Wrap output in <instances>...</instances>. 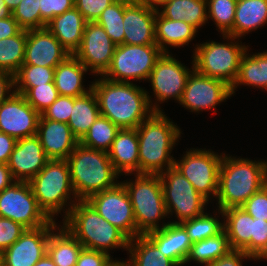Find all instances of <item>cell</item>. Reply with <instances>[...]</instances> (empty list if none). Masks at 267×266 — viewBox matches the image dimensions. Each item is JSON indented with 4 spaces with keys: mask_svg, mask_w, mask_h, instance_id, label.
<instances>
[{
    "mask_svg": "<svg viewBox=\"0 0 267 266\" xmlns=\"http://www.w3.org/2000/svg\"><path fill=\"white\" fill-rule=\"evenodd\" d=\"M0 217L11 219L27 229L47 225L51 220L38 206L28 182L15 181L0 192Z\"/></svg>",
    "mask_w": 267,
    "mask_h": 266,
    "instance_id": "cell-12",
    "label": "cell"
},
{
    "mask_svg": "<svg viewBox=\"0 0 267 266\" xmlns=\"http://www.w3.org/2000/svg\"><path fill=\"white\" fill-rule=\"evenodd\" d=\"M125 8V4L114 2L102 12L96 21L104 28L116 46L124 44L123 15Z\"/></svg>",
    "mask_w": 267,
    "mask_h": 266,
    "instance_id": "cell-40",
    "label": "cell"
},
{
    "mask_svg": "<svg viewBox=\"0 0 267 266\" xmlns=\"http://www.w3.org/2000/svg\"><path fill=\"white\" fill-rule=\"evenodd\" d=\"M135 181L121 182L133 207L137 231L144 235L157 230L159 220L165 219L167 210L159 174H135ZM164 217V218H163Z\"/></svg>",
    "mask_w": 267,
    "mask_h": 266,
    "instance_id": "cell-7",
    "label": "cell"
},
{
    "mask_svg": "<svg viewBox=\"0 0 267 266\" xmlns=\"http://www.w3.org/2000/svg\"><path fill=\"white\" fill-rule=\"evenodd\" d=\"M100 77L91 84L100 115L108 118L119 129L137 128L154 112H162L161 107L157 103L153 105L149 93L140 86Z\"/></svg>",
    "mask_w": 267,
    "mask_h": 266,
    "instance_id": "cell-1",
    "label": "cell"
},
{
    "mask_svg": "<svg viewBox=\"0 0 267 266\" xmlns=\"http://www.w3.org/2000/svg\"><path fill=\"white\" fill-rule=\"evenodd\" d=\"M16 139L0 132V163L7 164L16 144Z\"/></svg>",
    "mask_w": 267,
    "mask_h": 266,
    "instance_id": "cell-53",
    "label": "cell"
},
{
    "mask_svg": "<svg viewBox=\"0 0 267 266\" xmlns=\"http://www.w3.org/2000/svg\"><path fill=\"white\" fill-rule=\"evenodd\" d=\"M127 251L131 254L127 260L131 266H177L171 259L164 256L145 235L130 239Z\"/></svg>",
    "mask_w": 267,
    "mask_h": 266,
    "instance_id": "cell-34",
    "label": "cell"
},
{
    "mask_svg": "<svg viewBox=\"0 0 267 266\" xmlns=\"http://www.w3.org/2000/svg\"><path fill=\"white\" fill-rule=\"evenodd\" d=\"M37 135L18 139L7 163L15 181L29 182L48 162Z\"/></svg>",
    "mask_w": 267,
    "mask_h": 266,
    "instance_id": "cell-19",
    "label": "cell"
},
{
    "mask_svg": "<svg viewBox=\"0 0 267 266\" xmlns=\"http://www.w3.org/2000/svg\"><path fill=\"white\" fill-rule=\"evenodd\" d=\"M73 105L74 97L59 95L58 98L41 113V115L45 119L68 124Z\"/></svg>",
    "mask_w": 267,
    "mask_h": 266,
    "instance_id": "cell-45",
    "label": "cell"
},
{
    "mask_svg": "<svg viewBox=\"0 0 267 266\" xmlns=\"http://www.w3.org/2000/svg\"><path fill=\"white\" fill-rule=\"evenodd\" d=\"M119 130L108 118L100 115L79 143L95 150L108 152Z\"/></svg>",
    "mask_w": 267,
    "mask_h": 266,
    "instance_id": "cell-37",
    "label": "cell"
},
{
    "mask_svg": "<svg viewBox=\"0 0 267 266\" xmlns=\"http://www.w3.org/2000/svg\"><path fill=\"white\" fill-rule=\"evenodd\" d=\"M71 182L78 200H87L96 193L113 188L120 175L108 153L78 143L67 158ZM116 179V181H115Z\"/></svg>",
    "mask_w": 267,
    "mask_h": 266,
    "instance_id": "cell-5",
    "label": "cell"
},
{
    "mask_svg": "<svg viewBox=\"0 0 267 266\" xmlns=\"http://www.w3.org/2000/svg\"><path fill=\"white\" fill-rule=\"evenodd\" d=\"M241 207L251 217L267 221V184L254 193Z\"/></svg>",
    "mask_w": 267,
    "mask_h": 266,
    "instance_id": "cell-49",
    "label": "cell"
},
{
    "mask_svg": "<svg viewBox=\"0 0 267 266\" xmlns=\"http://www.w3.org/2000/svg\"><path fill=\"white\" fill-rule=\"evenodd\" d=\"M26 229L18 222L0 217V254L17 241Z\"/></svg>",
    "mask_w": 267,
    "mask_h": 266,
    "instance_id": "cell-46",
    "label": "cell"
},
{
    "mask_svg": "<svg viewBox=\"0 0 267 266\" xmlns=\"http://www.w3.org/2000/svg\"><path fill=\"white\" fill-rule=\"evenodd\" d=\"M267 23V0H237L233 30L235 38L257 30Z\"/></svg>",
    "mask_w": 267,
    "mask_h": 266,
    "instance_id": "cell-29",
    "label": "cell"
},
{
    "mask_svg": "<svg viewBox=\"0 0 267 266\" xmlns=\"http://www.w3.org/2000/svg\"><path fill=\"white\" fill-rule=\"evenodd\" d=\"M110 266H131L127 261L114 260Z\"/></svg>",
    "mask_w": 267,
    "mask_h": 266,
    "instance_id": "cell-61",
    "label": "cell"
},
{
    "mask_svg": "<svg viewBox=\"0 0 267 266\" xmlns=\"http://www.w3.org/2000/svg\"><path fill=\"white\" fill-rule=\"evenodd\" d=\"M157 10L146 1L136 5H126L123 15L124 44H156L155 17Z\"/></svg>",
    "mask_w": 267,
    "mask_h": 266,
    "instance_id": "cell-21",
    "label": "cell"
},
{
    "mask_svg": "<svg viewBox=\"0 0 267 266\" xmlns=\"http://www.w3.org/2000/svg\"><path fill=\"white\" fill-rule=\"evenodd\" d=\"M69 55L46 27L27 31L22 65L56 67Z\"/></svg>",
    "mask_w": 267,
    "mask_h": 266,
    "instance_id": "cell-20",
    "label": "cell"
},
{
    "mask_svg": "<svg viewBox=\"0 0 267 266\" xmlns=\"http://www.w3.org/2000/svg\"><path fill=\"white\" fill-rule=\"evenodd\" d=\"M27 30H21L17 35L0 40V70L13 75L24 61Z\"/></svg>",
    "mask_w": 267,
    "mask_h": 266,
    "instance_id": "cell-36",
    "label": "cell"
},
{
    "mask_svg": "<svg viewBox=\"0 0 267 266\" xmlns=\"http://www.w3.org/2000/svg\"><path fill=\"white\" fill-rule=\"evenodd\" d=\"M267 184V162L223 154L219 168L218 209L241 207Z\"/></svg>",
    "mask_w": 267,
    "mask_h": 266,
    "instance_id": "cell-2",
    "label": "cell"
},
{
    "mask_svg": "<svg viewBox=\"0 0 267 266\" xmlns=\"http://www.w3.org/2000/svg\"><path fill=\"white\" fill-rule=\"evenodd\" d=\"M40 0H21L12 16L22 30L41 28Z\"/></svg>",
    "mask_w": 267,
    "mask_h": 266,
    "instance_id": "cell-42",
    "label": "cell"
},
{
    "mask_svg": "<svg viewBox=\"0 0 267 266\" xmlns=\"http://www.w3.org/2000/svg\"><path fill=\"white\" fill-rule=\"evenodd\" d=\"M116 45L97 22H87L80 47L74 56L95 75L109 68Z\"/></svg>",
    "mask_w": 267,
    "mask_h": 266,
    "instance_id": "cell-17",
    "label": "cell"
},
{
    "mask_svg": "<svg viewBox=\"0 0 267 266\" xmlns=\"http://www.w3.org/2000/svg\"><path fill=\"white\" fill-rule=\"evenodd\" d=\"M40 116L23 95L14 92L0 104V132L16 140L36 135Z\"/></svg>",
    "mask_w": 267,
    "mask_h": 266,
    "instance_id": "cell-18",
    "label": "cell"
},
{
    "mask_svg": "<svg viewBox=\"0 0 267 266\" xmlns=\"http://www.w3.org/2000/svg\"><path fill=\"white\" fill-rule=\"evenodd\" d=\"M171 0H146V2L155 10L160 9L158 6H162L166 2H169Z\"/></svg>",
    "mask_w": 267,
    "mask_h": 266,
    "instance_id": "cell-58",
    "label": "cell"
},
{
    "mask_svg": "<svg viewBox=\"0 0 267 266\" xmlns=\"http://www.w3.org/2000/svg\"><path fill=\"white\" fill-rule=\"evenodd\" d=\"M186 230L192 243H196L209 237L218 235L224 230V223L212 215L203 213L180 223Z\"/></svg>",
    "mask_w": 267,
    "mask_h": 266,
    "instance_id": "cell-39",
    "label": "cell"
},
{
    "mask_svg": "<svg viewBox=\"0 0 267 266\" xmlns=\"http://www.w3.org/2000/svg\"><path fill=\"white\" fill-rule=\"evenodd\" d=\"M15 182L7 164L0 163V192Z\"/></svg>",
    "mask_w": 267,
    "mask_h": 266,
    "instance_id": "cell-55",
    "label": "cell"
},
{
    "mask_svg": "<svg viewBox=\"0 0 267 266\" xmlns=\"http://www.w3.org/2000/svg\"><path fill=\"white\" fill-rule=\"evenodd\" d=\"M253 259L243 250L231 249L227 254L205 266H242V260Z\"/></svg>",
    "mask_w": 267,
    "mask_h": 266,
    "instance_id": "cell-51",
    "label": "cell"
},
{
    "mask_svg": "<svg viewBox=\"0 0 267 266\" xmlns=\"http://www.w3.org/2000/svg\"><path fill=\"white\" fill-rule=\"evenodd\" d=\"M191 70L169 53H163L147 80L151 82L157 103L170 98L180 102Z\"/></svg>",
    "mask_w": 267,
    "mask_h": 266,
    "instance_id": "cell-16",
    "label": "cell"
},
{
    "mask_svg": "<svg viewBox=\"0 0 267 266\" xmlns=\"http://www.w3.org/2000/svg\"><path fill=\"white\" fill-rule=\"evenodd\" d=\"M113 261L109 254L83 248L79 253L76 266H110Z\"/></svg>",
    "mask_w": 267,
    "mask_h": 266,
    "instance_id": "cell-50",
    "label": "cell"
},
{
    "mask_svg": "<svg viewBox=\"0 0 267 266\" xmlns=\"http://www.w3.org/2000/svg\"><path fill=\"white\" fill-rule=\"evenodd\" d=\"M49 160H67L79 141L67 123L40 116L36 134Z\"/></svg>",
    "mask_w": 267,
    "mask_h": 266,
    "instance_id": "cell-22",
    "label": "cell"
},
{
    "mask_svg": "<svg viewBox=\"0 0 267 266\" xmlns=\"http://www.w3.org/2000/svg\"><path fill=\"white\" fill-rule=\"evenodd\" d=\"M220 211V212H219ZM224 219V230L232 249L243 250L251 256L252 221L251 217L242 207H231L219 210Z\"/></svg>",
    "mask_w": 267,
    "mask_h": 266,
    "instance_id": "cell-26",
    "label": "cell"
},
{
    "mask_svg": "<svg viewBox=\"0 0 267 266\" xmlns=\"http://www.w3.org/2000/svg\"><path fill=\"white\" fill-rule=\"evenodd\" d=\"M229 239L225 230L218 235L193 243L185 263L195 261L207 265L231 250Z\"/></svg>",
    "mask_w": 267,
    "mask_h": 266,
    "instance_id": "cell-35",
    "label": "cell"
},
{
    "mask_svg": "<svg viewBox=\"0 0 267 266\" xmlns=\"http://www.w3.org/2000/svg\"><path fill=\"white\" fill-rule=\"evenodd\" d=\"M223 154L206 149H190L174 167L187 178L195 190L208 202L210 195L217 197L219 168Z\"/></svg>",
    "mask_w": 267,
    "mask_h": 266,
    "instance_id": "cell-11",
    "label": "cell"
},
{
    "mask_svg": "<svg viewBox=\"0 0 267 266\" xmlns=\"http://www.w3.org/2000/svg\"><path fill=\"white\" fill-rule=\"evenodd\" d=\"M99 116L98 100L92 89L83 96L74 97V105L68 125L72 134L79 142Z\"/></svg>",
    "mask_w": 267,
    "mask_h": 266,
    "instance_id": "cell-30",
    "label": "cell"
},
{
    "mask_svg": "<svg viewBox=\"0 0 267 266\" xmlns=\"http://www.w3.org/2000/svg\"><path fill=\"white\" fill-rule=\"evenodd\" d=\"M6 6L11 9L12 11L18 6L21 0H4Z\"/></svg>",
    "mask_w": 267,
    "mask_h": 266,
    "instance_id": "cell-60",
    "label": "cell"
},
{
    "mask_svg": "<svg viewBox=\"0 0 267 266\" xmlns=\"http://www.w3.org/2000/svg\"><path fill=\"white\" fill-rule=\"evenodd\" d=\"M116 3H122L125 5H136L145 2L146 0H113Z\"/></svg>",
    "mask_w": 267,
    "mask_h": 266,
    "instance_id": "cell-59",
    "label": "cell"
},
{
    "mask_svg": "<svg viewBox=\"0 0 267 266\" xmlns=\"http://www.w3.org/2000/svg\"><path fill=\"white\" fill-rule=\"evenodd\" d=\"M57 224L51 220L47 225L25 232L0 254V266H34L46 253L50 233Z\"/></svg>",
    "mask_w": 267,
    "mask_h": 266,
    "instance_id": "cell-15",
    "label": "cell"
},
{
    "mask_svg": "<svg viewBox=\"0 0 267 266\" xmlns=\"http://www.w3.org/2000/svg\"><path fill=\"white\" fill-rule=\"evenodd\" d=\"M136 130L139 142V174H161L174 166L175 159L170 154L182 132L163 111L154 112Z\"/></svg>",
    "mask_w": 267,
    "mask_h": 266,
    "instance_id": "cell-3",
    "label": "cell"
},
{
    "mask_svg": "<svg viewBox=\"0 0 267 266\" xmlns=\"http://www.w3.org/2000/svg\"><path fill=\"white\" fill-rule=\"evenodd\" d=\"M34 266H57L46 253Z\"/></svg>",
    "mask_w": 267,
    "mask_h": 266,
    "instance_id": "cell-57",
    "label": "cell"
},
{
    "mask_svg": "<svg viewBox=\"0 0 267 266\" xmlns=\"http://www.w3.org/2000/svg\"><path fill=\"white\" fill-rule=\"evenodd\" d=\"M207 15L211 18L219 32L228 35L233 30L237 0H206Z\"/></svg>",
    "mask_w": 267,
    "mask_h": 266,
    "instance_id": "cell-41",
    "label": "cell"
},
{
    "mask_svg": "<svg viewBox=\"0 0 267 266\" xmlns=\"http://www.w3.org/2000/svg\"><path fill=\"white\" fill-rule=\"evenodd\" d=\"M161 10L157 11L163 17L185 21L197 30L208 21L206 0H171L163 4Z\"/></svg>",
    "mask_w": 267,
    "mask_h": 266,
    "instance_id": "cell-32",
    "label": "cell"
},
{
    "mask_svg": "<svg viewBox=\"0 0 267 266\" xmlns=\"http://www.w3.org/2000/svg\"><path fill=\"white\" fill-rule=\"evenodd\" d=\"M164 194L167 215L175 213L178 221L196 218L204 213L208 201L201 196L174 166L159 174Z\"/></svg>",
    "mask_w": 267,
    "mask_h": 266,
    "instance_id": "cell-10",
    "label": "cell"
},
{
    "mask_svg": "<svg viewBox=\"0 0 267 266\" xmlns=\"http://www.w3.org/2000/svg\"><path fill=\"white\" fill-rule=\"evenodd\" d=\"M55 67L21 65L14 74L15 92L25 95L32 87L54 82Z\"/></svg>",
    "mask_w": 267,
    "mask_h": 266,
    "instance_id": "cell-38",
    "label": "cell"
},
{
    "mask_svg": "<svg viewBox=\"0 0 267 266\" xmlns=\"http://www.w3.org/2000/svg\"><path fill=\"white\" fill-rule=\"evenodd\" d=\"M41 28L55 16L63 14L74 7V0H40Z\"/></svg>",
    "mask_w": 267,
    "mask_h": 266,
    "instance_id": "cell-47",
    "label": "cell"
},
{
    "mask_svg": "<svg viewBox=\"0 0 267 266\" xmlns=\"http://www.w3.org/2000/svg\"><path fill=\"white\" fill-rule=\"evenodd\" d=\"M222 36L231 42L211 41L196 45L193 53L194 69L202 75L220 79L232 87L239 73L241 58L248 46L235 42L237 38L233 36Z\"/></svg>",
    "mask_w": 267,
    "mask_h": 266,
    "instance_id": "cell-8",
    "label": "cell"
},
{
    "mask_svg": "<svg viewBox=\"0 0 267 266\" xmlns=\"http://www.w3.org/2000/svg\"><path fill=\"white\" fill-rule=\"evenodd\" d=\"M251 257L253 260H267V221H252Z\"/></svg>",
    "mask_w": 267,
    "mask_h": 266,
    "instance_id": "cell-44",
    "label": "cell"
},
{
    "mask_svg": "<svg viewBox=\"0 0 267 266\" xmlns=\"http://www.w3.org/2000/svg\"><path fill=\"white\" fill-rule=\"evenodd\" d=\"M22 29L13 16L0 19V40L17 35Z\"/></svg>",
    "mask_w": 267,
    "mask_h": 266,
    "instance_id": "cell-54",
    "label": "cell"
},
{
    "mask_svg": "<svg viewBox=\"0 0 267 266\" xmlns=\"http://www.w3.org/2000/svg\"><path fill=\"white\" fill-rule=\"evenodd\" d=\"M162 54L157 44L117 45L110 66L102 77L114 82L145 81Z\"/></svg>",
    "mask_w": 267,
    "mask_h": 266,
    "instance_id": "cell-9",
    "label": "cell"
},
{
    "mask_svg": "<svg viewBox=\"0 0 267 266\" xmlns=\"http://www.w3.org/2000/svg\"><path fill=\"white\" fill-rule=\"evenodd\" d=\"M87 68L74 56L69 55L54 70V83L59 95L69 97H80L91 91L84 88L83 75Z\"/></svg>",
    "mask_w": 267,
    "mask_h": 266,
    "instance_id": "cell-27",
    "label": "cell"
},
{
    "mask_svg": "<svg viewBox=\"0 0 267 266\" xmlns=\"http://www.w3.org/2000/svg\"><path fill=\"white\" fill-rule=\"evenodd\" d=\"M28 183L38 206L50 220L55 221L54 217L59 212L61 213V210L65 211L64 220L68 216L70 209L78 201L72 186L67 160H48L45 167ZM71 195L75 200L67 202V200L71 199ZM66 202L70 203V207L67 209L64 207L67 206Z\"/></svg>",
    "mask_w": 267,
    "mask_h": 266,
    "instance_id": "cell-6",
    "label": "cell"
},
{
    "mask_svg": "<svg viewBox=\"0 0 267 266\" xmlns=\"http://www.w3.org/2000/svg\"><path fill=\"white\" fill-rule=\"evenodd\" d=\"M107 153L119 174H139V142L136 128L120 129Z\"/></svg>",
    "mask_w": 267,
    "mask_h": 266,
    "instance_id": "cell-24",
    "label": "cell"
},
{
    "mask_svg": "<svg viewBox=\"0 0 267 266\" xmlns=\"http://www.w3.org/2000/svg\"><path fill=\"white\" fill-rule=\"evenodd\" d=\"M63 226L83 245L84 249L110 255V249L128 250L129 238L109 223L86 201L78 200L62 220ZM109 252V253H108Z\"/></svg>",
    "mask_w": 267,
    "mask_h": 266,
    "instance_id": "cell-4",
    "label": "cell"
},
{
    "mask_svg": "<svg viewBox=\"0 0 267 266\" xmlns=\"http://www.w3.org/2000/svg\"><path fill=\"white\" fill-rule=\"evenodd\" d=\"M14 92V75L8 71L0 70V104Z\"/></svg>",
    "mask_w": 267,
    "mask_h": 266,
    "instance_id": "cell-52",
    "label": "cell"
},
{
    "mask_svg": "<svg viewBox=\"0 0 267 266\" xmlns=\"http://www.w3.org/2000/svg\"><path fill=\"white\" fill-rule=\"evenodd\" d=\"M231 96V86L220 79L198 73L192 60V72L187 79L180 105L191 112H200L216 109V105Z\"/></svg>",
    "mask_w": 267,
    "mask_h": 266,
    "instance_id": "cell-14",
    "label": "cell"
},
{
    "mask_svg": "<svg viewBox=\"0 0 267 266\" xmlns=\"http://www.w3.org/2000/svg\"><path fill=\"white\" fill-rule=\"evenodd\" d=\"M162 228L144 234L167 258L183 266L193 244L180 223H163Z\"/></svg>",
    "mask_w": 267,
    "mask_h": 266,
    "instance_id": "cell-23",
    "label": "cell"
},
{
    "mask_svg": "<svg viewBox=\"0 0 267 266\" xmlns=\"http://www.w3.org/2000/svg\"><path fill=\"white\" fill-rule=\"evenodd\" d=\"M56 230L50 233L47 254L57 266H76L83 245L63 225Z\"/></svg>",
    "mask_w": 267,
    "mask_h": 266,
    "instance_id": "cell-31",
    "label": "cell"
},
{
    "mask_svg": "<svg viewBox=\"0 0 267 266\" xmlns=\"http://www.w3.org/2000/svg\"><path fill=\"white\" fill-rule=\"evenodd\" d=\"M58 96V90L54 82L32 87L24 95L27 102L40 114L48 108Z\"/></svg>",
    "mask_w": 267,
    "mask_h": 266,
    "instance_id": "cell-43",
    "label": "cell"
},
{
    "mask_svg": "<svg viewBox=\"0 0 267 266\" xmlns=\"http://www.w3.org/2000/svg\"><path fill=\"white\" fill-rule=\"evenodd\" d=\"M113 0H74V7L87 22H96Z\"/></svg>",
    "mask_w": 267,
    "mask_h": 266,
    "instance_id": "cell-48",
    "label": "cell"
},
{
    "mask_svg": "<svg viewBox=\"0 0 267 266\" xmlns=\"http://www.w3.org/2000/svg\"><path fill=\"white\" fill-rule=\"evenodd\" d=\"M86 23L82 14L73 7L55 16L47 23L46 28L70 55H74L81 45Z\"/></svg>",
    "mask_w": 267,
    "mask_h": 266,
    "instance_id": "cell-25",
    "label": "cell"
},
{
    "mask_svg": "<svg viewBox=\"0 0 267 266\" xmlns=\"http://www.w3.org/2000/svg\"><path fill=\"white\" fill-rule=\"evenodd\" d=\"M248 49L241 58L237 79L231 87L232 95L241 84L267 90V51L249 55Z\"/></svg>",
    "mask_w": 267,
    "mask_h": 266,
    "instance_id": "cell-33",
    "label": "cell"
},
{
    "mask_svg": "<svg viewBox=\"0 0 267 266\" xmlns=\"http://www.w3.org/2000/svg\"><path fill=\"white\" fill-rule=\"evenodd\" d=\"M100 216L120 229L129 239L141 235L136 228L133 207L124 185L96 193L86 200Z\"/></svg>",
    "mask_w": 267,
    "mask_h": 266,
    "instance_id": "cell-13",
    "label": "cell"
},
{
    "mask_svg": "<svg viewBox=\"0 0 267 266\" xmlns=\"http://www.w3.org/2000/svg\"><path fill=\"white\" fill-rule=\"evenodd\" d=\"M196 32L197 29L185 21L169 20L156 12L155 39L163 53H169L167 45L172 47L188 45L194 39Z\"/></svg>",
    "mask_w": 267,
    "mask_h": 266,
    "instance_id": "cell-28",
    "label": "cell"
},
{
    "mask_svg": "<svg viewBox=\"0 0 267 266\" xmlns=\"http://www.w3.org/2000/svg\"><path fill=\"white\" fill-rule=\"evenodd\" d=\"M12 16V10L9 9L4 0H0V19H5Z\"/></svg>",
    "mask_w": 267,
    "mask_h": 266,
    "instance_id": "cell-56",
    "label": "cell"
}]
</instances>
